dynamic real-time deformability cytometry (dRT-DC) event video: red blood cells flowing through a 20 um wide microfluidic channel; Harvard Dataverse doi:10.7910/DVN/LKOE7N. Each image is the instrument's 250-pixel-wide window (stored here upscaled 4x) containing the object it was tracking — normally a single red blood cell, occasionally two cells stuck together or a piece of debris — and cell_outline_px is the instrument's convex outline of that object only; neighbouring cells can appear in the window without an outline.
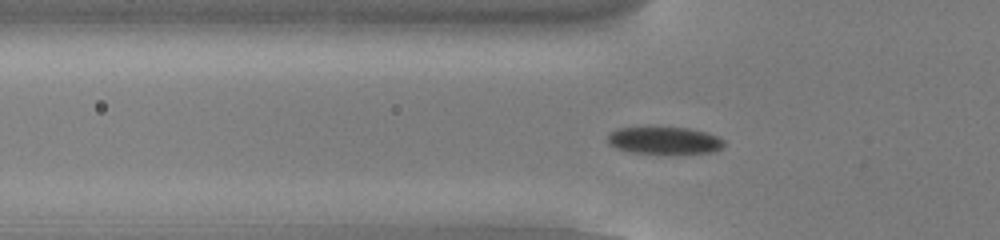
{"species": "common noctule bat (a hibernating species)", "species_latin": "Nyctalus noctula", "temperature_condition": "cold", "stored_images_in_passage": 53, "camera_frame_rate_fps": 3000, "um_per_image_px": 0.085, "animal": {"sex": "male", "body_mass_g": 13.0, "forearm_length_mm": 53.1}, "frame": {"image": 1, "passage_image": 17, "time_ms": 5.333, "image_size_px": [1000, 240], "cell_outline_px": [[724, 144], [720, 148], [712, 152], [628, 152], [616, 148], [608, 144], [608, 132], [616, 128], [648, 124], [688, 128], [704, 132], [716, 136], [724, 140]], "centroid_in_image_um": [56.34, 11.86], "position_along_channel_um": 69.5, "area_um2": 18.9}}
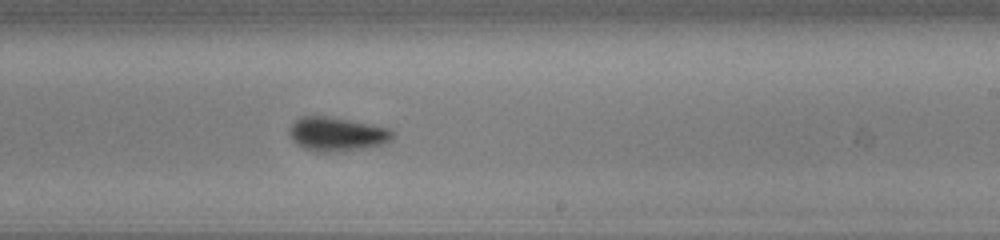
{"frame": {"image": 2, "passage_image": 32, "time_ms": 10.333, "image_size_px": [1000, 240], "cell_outline_px": [[396, 132], [392, 140], [384, 144], [344, 152], [316, 152], [304, 148], [296, 144], [292, 140], [288, 132], [288, 128], [300, 116], [328, 116], [388, 128]], "centroid_in_image_um": [28.63, 11.42], "position_along_channel_um": 260.4, "area_um2": 20.69}}
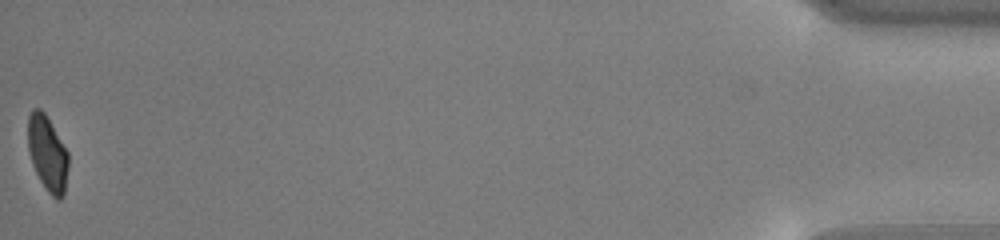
{"frame": {"image": 3, "passage_image": 53, "time_ms": 17.333, "image_size_px": [1000, 240], "cell_outline_px": [[68, 168], [64, 196], [60, 200], [56, 200], [48, 192], [40, 180], [32, 164], [28, 152], [28, 116], [32, 108], [40, 108], [44, 112], [68, 152]], "centroid_in_image_um": [4.03, 13.06], "position_along_channel_um": 431.2, "area_um2": 17.8}, "authors_computed_cell_mechanics": {"area_um2": 19.0162, "velocity_mm_per_s": 3.8416, "shape_relaxation_time_tau1_ms": 3.1572, "shape_relaxation_time_tau2_ms": null, "deformation_change_tau1": 0.1056, "deformation_change_tau2": null}}